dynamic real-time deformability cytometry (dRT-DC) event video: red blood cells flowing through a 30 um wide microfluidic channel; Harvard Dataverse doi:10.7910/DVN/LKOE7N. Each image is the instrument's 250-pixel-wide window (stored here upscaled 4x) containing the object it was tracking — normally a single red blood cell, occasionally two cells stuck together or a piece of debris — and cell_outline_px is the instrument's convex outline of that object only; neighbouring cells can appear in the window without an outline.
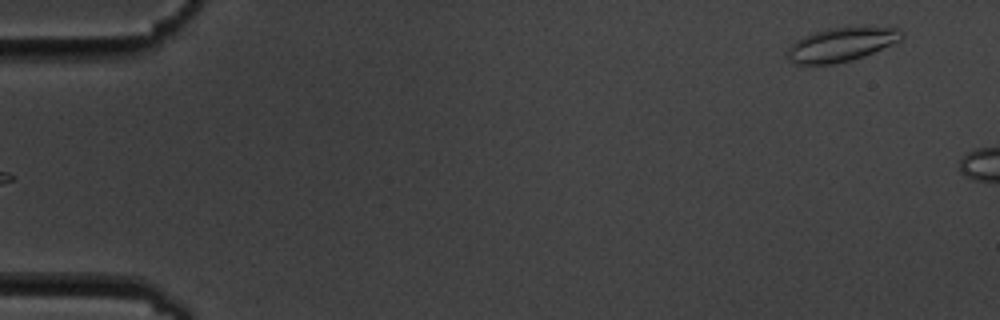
{"species": "common noctule bat (a hibernating species)", "species_latin": "Nyctalus noctula", "temperature_condition": "cold", "stored_images_in_passage": 6, "camera_frame_rate_fps": 3000, "um_per_image_px": 0.085, "animal": {"sex": "male", "body_mass_g": 19.5, "forearm_length_mm": 54.6}, "frame": {"image": 1, "passage_image": 6, "time_ms": 6.333, "image_size_px": [1000, 320], "cell_outline_px": [[904, 36], [900, 40], [864, 56], [852, 60], [832, 64], [796, 64], [788, 56], [788, 48], [796, 40], [804, 36], [828, 28], [864, 24], [900, 28], [904, 32]], "centroid_in_image_um": [71.61, 3.72], "position_along_channel_um": 13.4, "area_um2": 23.0}}